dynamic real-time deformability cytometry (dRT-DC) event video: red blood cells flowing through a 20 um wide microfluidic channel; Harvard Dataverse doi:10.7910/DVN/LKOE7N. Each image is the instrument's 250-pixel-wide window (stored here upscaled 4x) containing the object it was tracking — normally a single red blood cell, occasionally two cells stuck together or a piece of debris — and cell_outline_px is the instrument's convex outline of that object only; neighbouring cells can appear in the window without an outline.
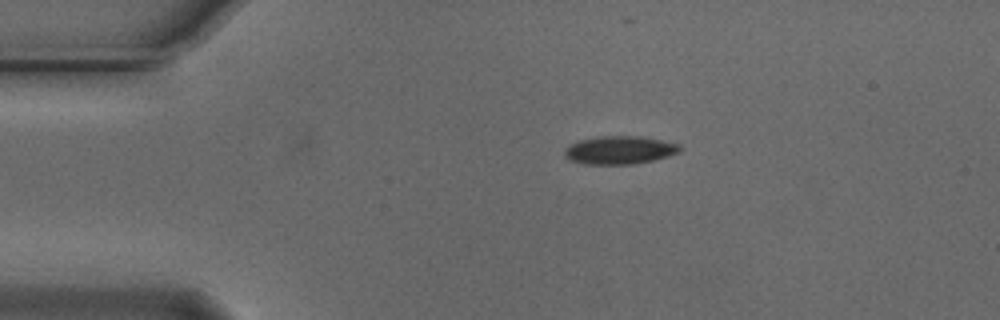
{"species": "Egyptian fruit bat (a non-hibernating species)", "species_latin": "Rousettus aegyptiacus", "temperature_condition": "cold", "stored_images_in_passage": 45, "camera_frame_rate_fps": 3000, "um_per_image_px": 0.085, "animal": {"sex": "male"}, "frame": {"image": 1, "passage_image": 1, "time_ms": 0.0, "image_size_px": [1000, 320], "cell_outline_px": [[680, 152], [668, 156], [652, 160], [632, 164], [584, 164], [568, 160], [564, 156], [564, 148], [568, 144], [580, 140], [600, 136], [640, 136], [680, 144]], "centroid_in_image_um": [52.61, 12.76], "position_along_channel_um": 32.4, "area_um2": 18.96}}
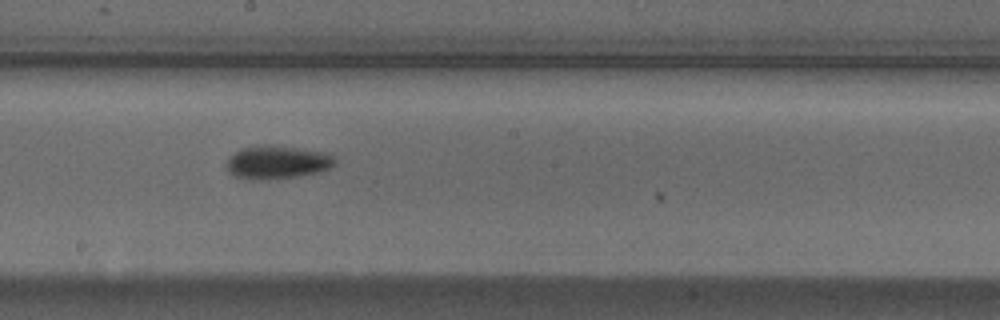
{"frame": {"image": 2, "passage_image": 20, "time_ms": 6.333, "image_size_px": [1000, 320], "cell_outline_px": [[336, 164], [320, 172], [296, 176], [264, 180], [252, 180], [236, 176], [228, 172], [228, 156], [240, 148], [256, 144], [268, 144], [328, 152], [336, 160]], "centroid_in_image_um": [23.55, 13.77], "position_along_channel_um": 224.7, "area_um2": 21.27}}
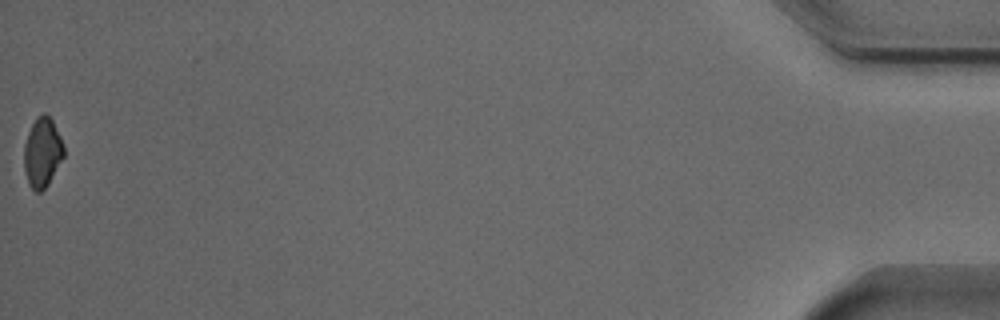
{"frame": {"image": 3, "passage_image": 45, "time_ms": 14.667, "image_size_px": [1000, 320], "cell_outline_px": [[64, 156], [48, 184], [40, 192], [36, 192], [28, 184], [24, 168], [24, 144], [28, 132], [36, 116], [44, 112], [52, 120], [60, 136], [64, 148]], "centroid_in_image_um": [3.59, 12.95], "position_along_channel_um": 431.6, "area_um2": 16.07}, "authors_computed_cell_mechanics": {"area_um2": 18.9584, "velocity_mm_per_s": 3.7348, "shape_relaxation_time_tau1_ms": 2.9874, "shape_relaxation_time_tau2_ms": null, "deformation_change_tau1": 0.0753, "deformation_change_tau2": null}}